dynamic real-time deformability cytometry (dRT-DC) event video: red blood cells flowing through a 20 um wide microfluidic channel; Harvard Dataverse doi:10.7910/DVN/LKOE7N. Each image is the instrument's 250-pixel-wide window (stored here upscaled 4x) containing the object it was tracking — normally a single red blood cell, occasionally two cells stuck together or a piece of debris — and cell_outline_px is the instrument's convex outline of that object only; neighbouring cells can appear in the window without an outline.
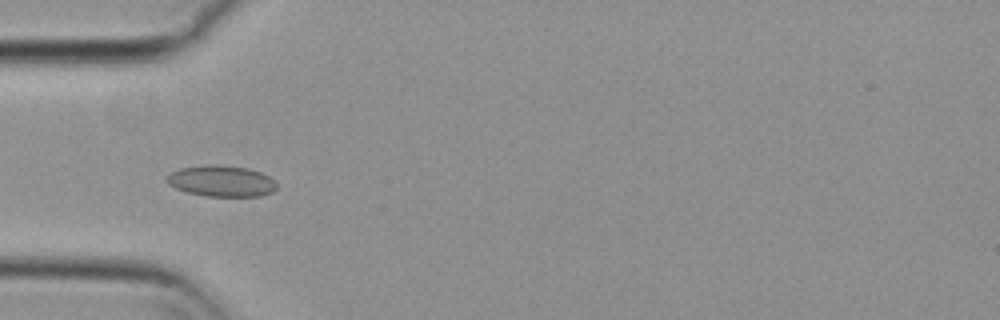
{"species": "common noctule bat (a hibernating species)", "species_latin": "Nyctalus noctula", "temperature_condition": "cold", "stored_images_in_passage": 44, "camera_frame_rate_fps": 3000, "um_per_image_px": 0.085, "animal": {"sex": "female", "body_mass_g": 29.2, "forearm_length_mm": 56.3}, "frame": {"image": 1, "passage_image": 6, "time_ms": 1.667, "image_size_px": [1000, 320], "cell_outline_px": [[276, 188], [272, 192], [260, 196], [204, 196], [188, 192], [176, 188], [168, 184], [164, 180], [172, 172], [180, 168], [208, 164], [220, 164], [248, 168], [260, 172], [276, 180]], "centroid_in_image_um": [18.82, 15.38], "position_along_channel_um": 66.2, "area_um2": 20.06}}
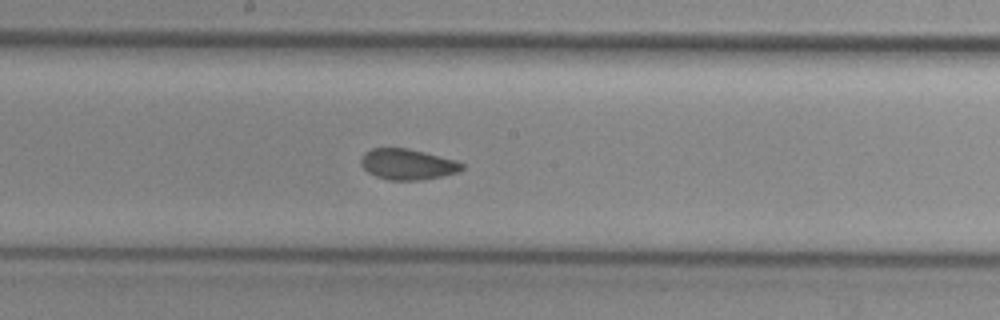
{"frame": {"image": 2, "passage_image": 18, "time_ms": 5.667, "image_size_px": [1000, 320], "cell_outline_px": [[464, 168], [460, 172], [420, 180], [388, 180], [376, 176], [368, 172], [360, 164], [360, 160], [364, 152], [372, 148], [408, 148], [456, 160], [464, 164]], "centroid_in_image_um": [34.64, 13.96], "position_along_channel_um": 213.6, "area_um2": 18.15}}
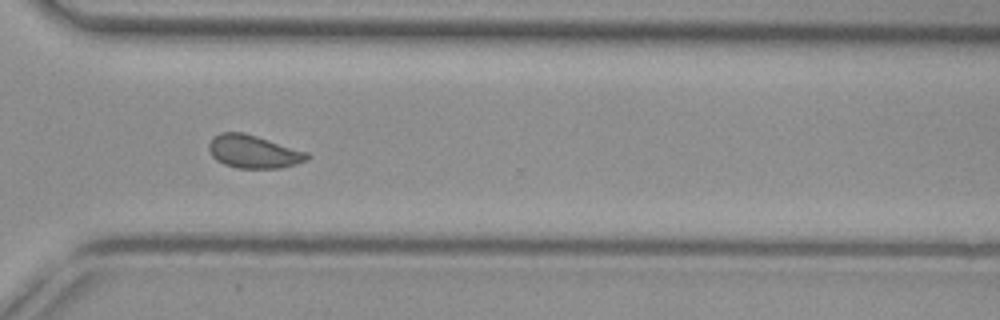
{"frame": {"image": 3, "passage_image": 29, "time_ms": 9.333, "image_size_px": [1000, 320], "cell_outline_px": [[308, 160], [296, 164], [280, 168], [236, 168], [224, 164], [216, 160], [212, 156], [208, 148], [208, 144], [212, 136], [220, 132], [244, 132], [308, 152]], "centroid_in_image_um": [21.51, 12.88], "position_along_channel_um": 349.1, "area_um2": 19.02}, "authors_computed_cell_mechanics": {"area_um2": 18.8717, "velocity_mm_per_s": 3.6949, "shape_relaxation_time_tau1_ms": null, "shape_relaxation_time_tau2_ms": 1.6819, "deformation_change_tau1": null, "deformation_change_tau2": 0.0609}}